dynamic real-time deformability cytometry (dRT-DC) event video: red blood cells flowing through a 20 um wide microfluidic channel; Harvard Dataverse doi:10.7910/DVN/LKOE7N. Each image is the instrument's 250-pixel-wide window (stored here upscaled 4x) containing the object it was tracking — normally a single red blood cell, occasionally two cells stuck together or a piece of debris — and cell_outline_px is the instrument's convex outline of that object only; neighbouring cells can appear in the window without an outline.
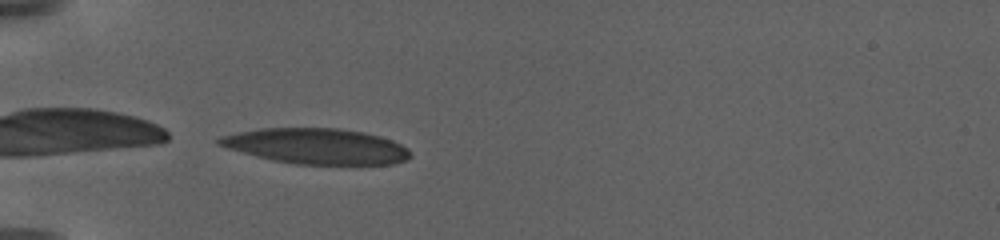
{"species": "human", "species_latin": "Homo sapiens", "temperature_condition": "warm", "stored_images_in_passage": 30, "camera_frame_rate_fps": 3000, "um_per_image_px": 0.085, "donor": {"sex": "female"}, "frame": {"image": 1, "passage_image": 1, "time_ms": 0.0, "image_size_px": [1000, 240], "cell_outline_px": [[412, 156], [404, 160], [392, 164], [296, 164], [272, 160], [256, 156], [228, 148], [216, 144], [216, 140], [220, 136], [260, 128], [340, 128], [364, 132], [380, 136], [392, 140], [408, 148]], "centroid_in_image_um": [26.9, 12.42], "position_along_channel_um": 58.1, "area_um2": 39.54}}
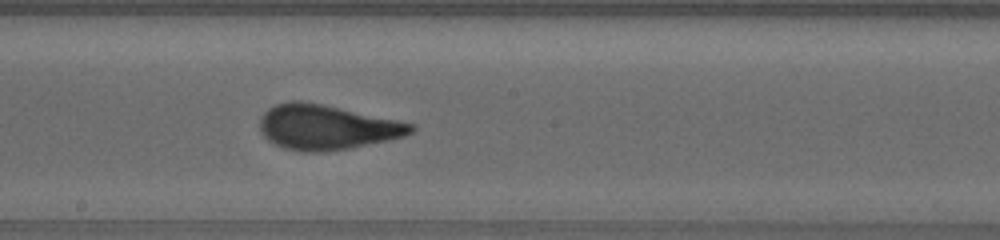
{"frame": {"image": 2, "passage_image": 16, "time_ms": 6.0, "image_size_px": [1000, 240], "cell_outline_px": [[416, 128], [412, 132], [404, 136], [388, 140], [348, 148], [324, 152], [304, 152], [284, 148], [268, 140], [260, 132], [260, 120], [264, 112], [268, 108], [276, 104], [292, 100], [300, 100], [320, 104], [416, 124]], "centroid_in_image_um": [27.74, 10.81], "position_along_channel_um": 220.5, "area_um2": 39.19}}
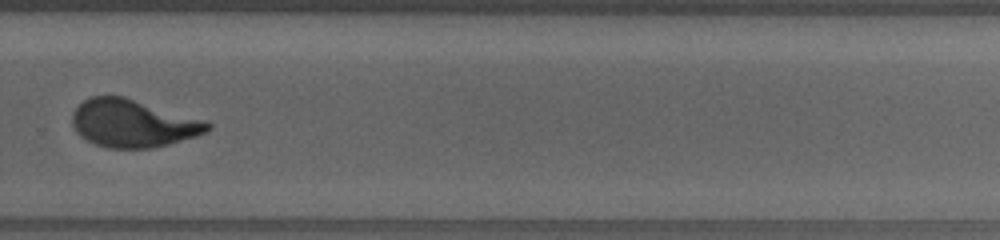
{"frame": {"image": 3, "passage_image": 22, "time_ms": 9.333, "image_size_px": [1000, 240], "cell_outline_px": [[212, 128], [196, 136], [168, 144], [152, 148], [108, 148], [96, 144], [80, 136], [76, 132], [72, 124], [72, 112], [84, 100], [92, 96], [124, 96], [204, 120], [212, 124]], "centroid_in_image_um": [11.28, 10.48], "position_along_channel_um": 318.5, "area_um2": 37.4}, "authors_computed_cell_mechanics": {"area_um2": 39.1306, "velocity_mm_per_s": 2.953, "shape_relaxation_time_tau1_ms": 7.8839, "shape_relaxation_time_tau2_ms": 1.032, "deformation_change_tau1": 0.2591, "deformation_change_tau2": 0.0861}}